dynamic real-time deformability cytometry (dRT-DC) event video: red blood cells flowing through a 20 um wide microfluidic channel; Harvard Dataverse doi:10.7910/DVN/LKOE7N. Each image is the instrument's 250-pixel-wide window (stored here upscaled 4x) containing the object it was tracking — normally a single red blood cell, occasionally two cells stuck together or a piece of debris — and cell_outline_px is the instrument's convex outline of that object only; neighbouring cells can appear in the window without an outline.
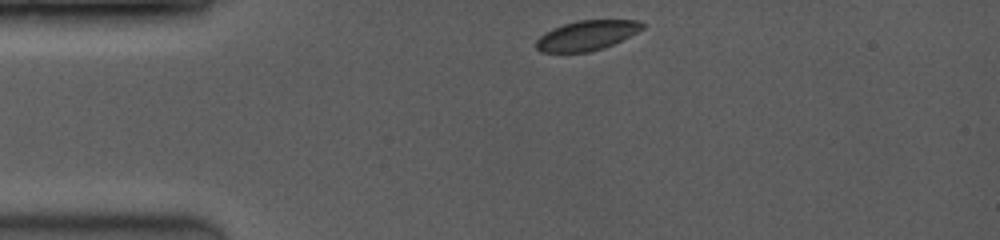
{"species": "common noctule bat (a hibernating species)", "species_latin": "Nyctalus noctula", "temperature_condition": "room temperature", "stored_images_in_passage": 9, "camera_frame_rate_fps": 3500, "um_per_image_px": 0.085, "animal": {"sex": "female", "body_mass_g": 19.0, "forearm_length_mm": 53.3}, "frame": {"image": 1, "passage_image": 1, "time_ms": 0.0, "image_size_px": [1000, 240], "cell_outline_px": [[644, 28], [604, 48], [588, 52], [540, 52], [536, 48], [536, 40], [540, 36], [552, 28], [576, 20], [636, 20], [644, 24]], "centroid_in_image_um": [49.84, 3.01], "position_along_channel_um": 35.2, "area_um2": 18.26}}
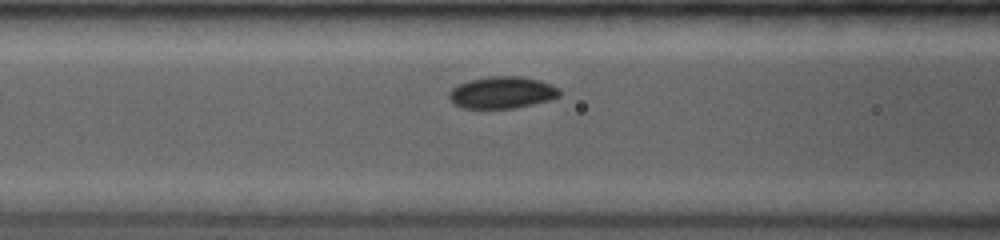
{"frame": {"image": 2, "passage_image": 7, "time_ms": 3.143, "image_size_px": [1000, 240], "cell_outline_px": [[560, 96], [548, 100], [516, 108], [460, 108], [452, 104], [448, 96], [448, 92], [452, 88], [468, 80], [488, 76], [520, 76], [540, 80], [556, 88], [560, 92]], "centroid_in_image_um": [42.61, 7.87], "position_along_channel_um": 124.0, "area_um2": 20.52}}
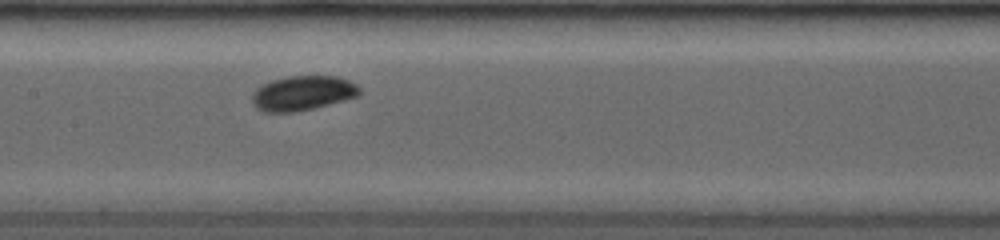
{"frame": {"image": 3, "passage_image": 9, "time_ms": 4.571, "image_size_px": [1000, 240], "cell_outline_px": [[360, 92], [356, 96], [328, 104], [296, 112], [264, 112], [256, 108], [252, 104], [252, 96], [256, 88], [272, 80], [288, 76], [336, 76], [348, 80], [356, 84], [360, 88]], "centroid_in_image_um": [25.69, 7.91], "position_along_channel_um": 181.7, "area_um2": 21.5}}